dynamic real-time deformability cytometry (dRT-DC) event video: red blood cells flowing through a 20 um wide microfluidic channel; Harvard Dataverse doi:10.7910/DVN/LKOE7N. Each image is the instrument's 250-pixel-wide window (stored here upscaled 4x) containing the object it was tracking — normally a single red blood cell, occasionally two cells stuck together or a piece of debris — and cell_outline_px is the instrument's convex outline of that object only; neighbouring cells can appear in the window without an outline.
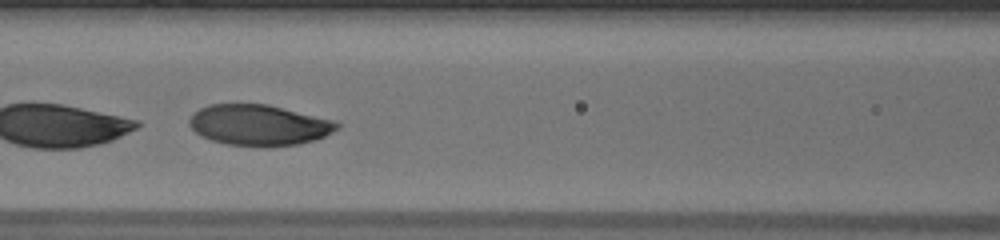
{"species": "human", "species_latin": "Homo sapiens", "temperature_condition": "warm", "stored_images_in_passage": 26, "segment_of_instrument_passage": [2, 2], "camera_frame_rate_fps": 3000, "um_per_image_px": 0.085, "donor": {"sex": "male"}, "frame": {"image": 1, "passage_image": 19, "time_ms": 6.0, "image_size_px": [1000, 240], "cell_outline_px": [[340, 128], [316, 140], [300, 144], [268, 148], [264, 148], [228, 144], [212, 140], [200, 136], [188, 124], [188, 120], [200, 108], [208, 104], [268, 104], [336, 120], [340, 124]], "centroid_in_image_um": [22.06, 10.64], "position_along_channel_um": 144.5, "area_um2": 35.66}}